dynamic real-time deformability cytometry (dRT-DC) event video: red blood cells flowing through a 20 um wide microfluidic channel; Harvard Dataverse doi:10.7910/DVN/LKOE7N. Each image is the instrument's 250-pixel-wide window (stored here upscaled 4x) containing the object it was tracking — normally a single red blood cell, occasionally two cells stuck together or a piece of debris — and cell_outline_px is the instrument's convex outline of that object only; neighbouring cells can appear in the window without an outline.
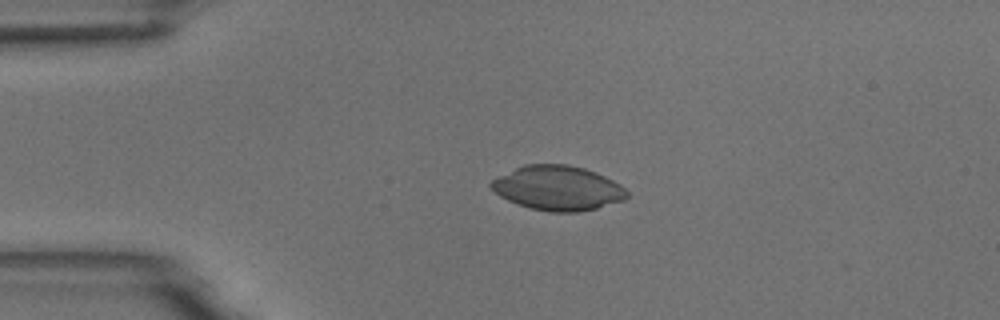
{"species": "common noctule bat (a hibernating species)", "species_latin": "Nyctalus noctula", "temperature_condition": "room temperature", "stored_images_in_passage": 3, "camera_frame_rate_fps": 3000, "um_per_image_px": 0.085, "animal": {"sex": "male", "body_mass_g": 18.8}, "frame": {"image": 1, "passage_image": 2, "time_ms": 1.333, "image_size_px": [1000, 320], "cell_outline_px": [[628, 196], [624, 200], [596, 208], [576, 212], [548, 212], [532, 208], [508, 200], [500, 196], [488, 184], [492, 180], [524, 164], [568, 164], [584, 168], [596, 172], [620, 184], [628, 192]], "centroid_in_image_um": [47.43, 15.98], "position_along_channel_um": 37.6, "area_um2": 34.97}}